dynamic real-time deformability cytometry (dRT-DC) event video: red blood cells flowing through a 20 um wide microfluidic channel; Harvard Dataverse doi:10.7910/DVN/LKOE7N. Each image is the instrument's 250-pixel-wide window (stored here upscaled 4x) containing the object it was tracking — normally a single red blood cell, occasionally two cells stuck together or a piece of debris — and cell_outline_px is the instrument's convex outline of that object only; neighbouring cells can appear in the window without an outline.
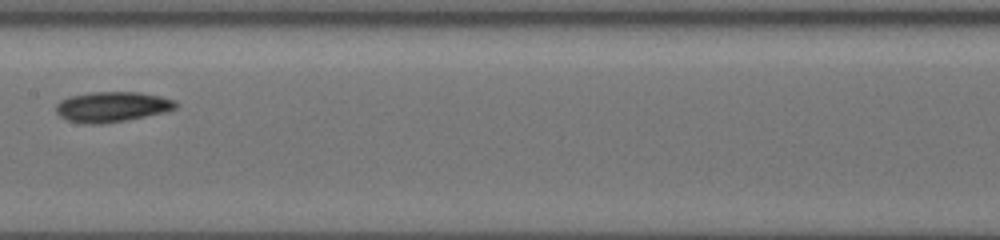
{"species": "common noctule bat (a hibernating species)", "species_latin": "Nyctalus noctula", "temperature_condition": "cold", "stored_images_in_passage": 21, "camera_frame_rate_fps": 3000, "um_per_image_px": 0.085, "animal": {"sex": "female", "body_mass_g": 19.5, "forearm_length_mm": 54.1}, "frame": {"image": 1, "passage_image": 12, "time_ms": 10.333, "image_size_px": [1000, 240], "cell_outline_px": [[180, 104], [176, 108], [164, 112], [124, 120], [100, 124], [88, 124], [68, 120], [60, 116], [56, 112], [56, 104], [60, 100], [68, 96], [88, 92], [140, 92], [160, 96], [176, 100]], "centroid_in_image_um": [9.52, 9.06], "position_along_channel_um": 197.9, "area_um2": 21.15}}
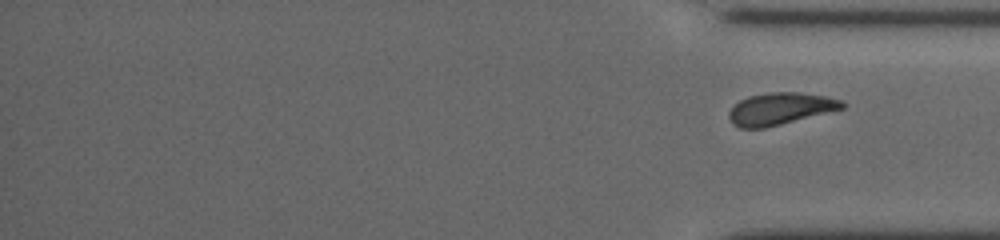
{"frame": {"image": 2, "passage_image": 21, "time_ms": 19.0, "image_size_px": [1000, 240], "cell_outline_px": [[848, 104], [844, 108], [764, 128], [740, 128], [732, 124], [728, 116], [728, 112], [740, 100], [748, 96], [768, 92], [800, 92], [824, 96], [844, 100]], "centroid_in_image_um": [66.33, 9.23], "position_along_channel_um": 368.9, "area_um2": 21.1}}